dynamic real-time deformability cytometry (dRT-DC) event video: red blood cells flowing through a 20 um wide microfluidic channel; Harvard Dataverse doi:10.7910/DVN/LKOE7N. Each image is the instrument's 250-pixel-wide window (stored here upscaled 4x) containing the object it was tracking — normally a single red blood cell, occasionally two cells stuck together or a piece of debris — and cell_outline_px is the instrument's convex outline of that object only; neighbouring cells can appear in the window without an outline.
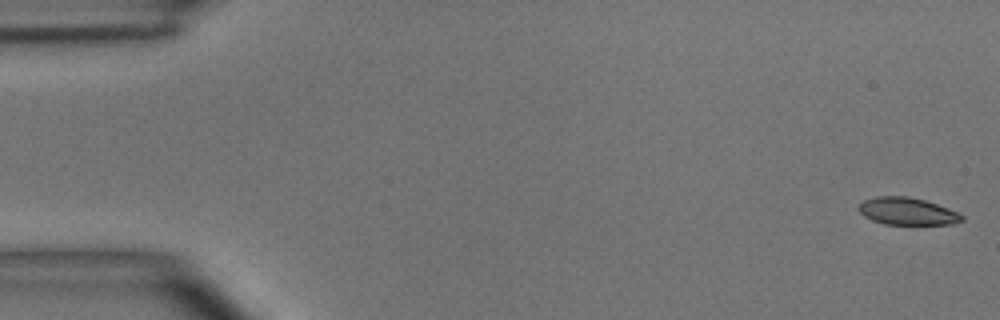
{"species": "common noctule bat (a hibernating species)", "species_latin": "Nyctalus noctula", "temperature_condition": "room temperature", "stored_images_in_passage": 5, "camera_frame_rate_fps": 3000, "um_per_image_px": 0.085, "animal": {"sex": "male", "body_mass_g": 15.6}, "frame": {"image": 1, "passage_image": 1, "time_ms": 0.0, "image_size_px": [1000, 320], "cell_outline_px": [[964, 220], [952, 224], [884, 224], [872, 220], [864, 216], [856, 208], [864, 200], [876, 196], [908, 196], [924, 200], [948, 208], [964, 216]], "centroid_in_image_um": [77.09, 17.96], "position_along_channel_um": 7.9, "area_um2": 16.36}}
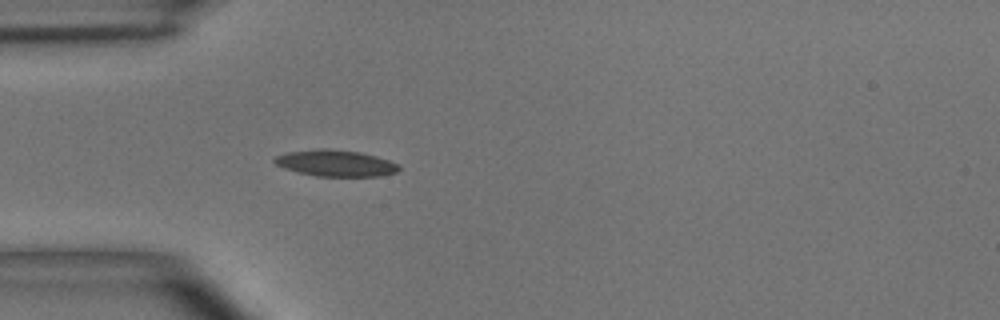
{"frame": {"image": 2, "passage_image": 5, "time_ms": 4.667, "image_size_px": [1000, 320], "cell_outline_px": [[400, 168], [396, 172], [380, 176], [316, 176], [296, 172], [284, 168], [276, 164], [272, 160], [276, 156], [284, 152], [320, 148], [324, 148], [360, 152], [376, 156], [388, 160], [396, 164]], "centroid_in_image_um": [28.47, 13.86], "position_along_channel_um": 56.5, "area_um2": 19.13}}